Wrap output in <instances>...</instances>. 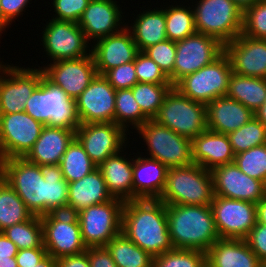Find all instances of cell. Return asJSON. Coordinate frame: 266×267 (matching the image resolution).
I'll return each mask as SVG.
<instances>
[{
	"mask_svg": "<svg viewBox=\"0 0 266 267\" xmlns=\"http://www.w3.org/2000/svg\"><path fill=\"white\" fill-rule=\"evenodd\" d=\"M0 176L14 189L33 215L67 212L68 182L60 165H38L24 157L0 161Z\"/></svg>",
	"mask_w": 266,
	"mask_h": 267,
	"instance_id": "obj_1",
	"label": "cell"
},
{
	"mask_svg": "<svg viewBox=\"0 0 266 267\" xmlns=\"http://www.w3.org/2000/svg\"><path fill=\"white\" fill-rule=\"evenodd\" d=\"M121 232L153 257L173 249L166 205L159 199L124 202Z\"/></svg>",
	"mask_w": 266,
	"mask_h": 267,
	"instance_id": "obj_2",
	"label": "cell"
},
{
	"mask_svg": "<svg viewBox=\"0 0 266 267\" xmlns=\"http://www.w3.org/2000/svg\"><path fill=\"white\" fill-rule=\"evenodd\" d=\"M170 241L175 249L207 252L219 235L211 206L166 205Z\"/></svg>",
	"mask_w": 266,
	"mask_h": 267,
	"instance_id": "obj_3",
	"label": "cell"
},
{
	"mask_svg": "<svg viewBox=\"0 0 266 267\" xmlns=\"http://www.w3.org/2000/svg\"><path fill=\"white\" fill-rule=\"evenodd\" d=\"M214 196L211 170L192 163L168 169L159 200L165 205L210 206Z\"/></svg>",
	"mask_w": 266,
	"mask_h": 267,
	"instance_id": "obj_4",
	"label": "cell"
},
{
	"mask_svg": "<svg viewBox=\"0 0 266 267\" xmlns=\"http://www.w3.org/2000/svg\"><path fill=\"white\" fill-rule=\"evenodd\" d=\"M24 111L51 127L75 130L80 125L74 100L44 75L40 85L25 103Z\"/></svg>",
	"mask_w": 266,
	"mask_h": 267,
	"instance_id": "obj_5",
	"label": "cell"
},
{
	"mask_svg": "<svg viewBox=\"0 0 266 267\" xmlns=\"http://www.w3.org/2000/svg\"><path fill=\"white\" fill-rule=\"evenodd\" d=\"M192 7L198 33L212 36L223 45L242 33L243 11L231 0H199Z\"/></svg>",
	"mask_w": 266,
	"mask_h": 267,
	"instance_id": "obj_6",
	"label": "cell"
},
{
	"mask_svg": "<svg viewBox=\"0 0 266 267\" xmlns=\"http://www.w3.org/2000/svg\"><path fill=\"white\" fill-rule=\"evenodd\" d=\"M153 120L192 140L207 129L206 104L185 97L173 86Z\"/></svg>",
	"mask_w": 266,
	"mask_h": 267,
	"instance_id": "obj_7",
	"label": "cell"
},
{
	"mask_svg": "<svg viewBox=\"0 0 266 267\" xmlns=\"http://www.w3.org/2000/svg\"><path fill=\"white\" fill-rule=\"evenodd\" d=\"M232 73L229 57L223 52L212 63L182 78L174 87L185 97L207 105L218 97L227 96Z\"/></svg>",
	"mask_w": 266,
	"mask_h": 267,
	"instance_id": "obj_8",
	"label": "cell"
},
{
	"mask_svg": "<svg viewBox=\"0 0 266 267\" xmlns=\"http://www.w3.org/2000/svg\"><path fill=\"white\" fill-rule=\"evenodd\" d=\"M146 142L149 158L163 163L168 169L193 163L191 140L153 119L136 130Z\"/></svg>",
	"mask_w": 266,
	"mask_h": 267,
	"instance_id": "obj_9",
	"label": "cell"
},
{
	"mask_svg": "<svg viewBox=\"0 0 266 267\" xmlns=\"http://www.w3.org/2000/svg\"><path fill=\"white\" fill-rule=\"evenodd\" d=\"M123 205V201L112 198L76 214L86 247L106 246L121 233Z\"/></svg>",
	"mask_w": 266,
	"mask_h": 267,
	"instance_id": "obj_10",
	"label": "cell"
},
{
	"mask_svg": "<svg viewBox=\"0 0 266 267\" xmlns=\"http://www.w3.org/2000/svg\"><path fill=\"white\" fill-rule=\"evenodd\" d=\"M43 245L54 259L82 253L87 250L80 224L75 214L50 212L41 216Z\"/></svg>",
	"mask_w": 266,
	"mask_h": 267,
	"instance_id": "obj_11",
	"label": "cell"
},
{
	"mask_svg": "<svg viewBox=\"0 0 266 267\" xmlns=\"http://www.w3.org/2000/svg\"><path fill=\"white\" fill-rule=\"evenodd\" d=\"M0 74V114L23 112L26 101L41 83L42 68L25 69L0 61Z\"/></svg>",
	"mask_w": 266,
	"mask_h": 267,
	"instance_id": "obj_12",
	"label": "cell"
},
{
	"mask_svg": "<svg viewBox=\"0 0 266 267\" xmlns=\"http://www.w3.org/2000/svg\"><path fill=\"white\" fill-rule=\"evenodd\" d=\"M45 26L41 42L51 61L73 60L91 55L89 42L78 23L51 19Z\"/></svg>",
	"mask_w": 266,
	"mask_h": 267,
	"instance_id": "obj_13",
	"label": "cell"
},
{
	"mask_svg": "<svg viewBox=\"0 0 266 267\" xmlns=\"http://www.w3.org/2000/svg\"><path fill=\"white\" fill-rule=\"evenodd\" d=\"M44 126L25 111L0 114V161L24 157L41 135Z\"/></svg>",
	"mask_w": 266,
	"mask_h": 267,
	"instance_id": "obj_14",
	"label": "cell"
},
{
	"mask_svg": "<svg viewBox=\"0 0 266 267\" xmlns=\"http://www.w3.org/2000/svg\"><path fill=\"white\" fill-rule=\"evenodd\" d=\"M224 52V45L216 38L194 33L176 41L174 86L185 76L212 63Z\"/></svg>",
	"mask_w": 266,
	"mask_h": 267,
	"instance_id": "obj_15",
	"label": "cell"
},
{
	"mask_svg": "<svg viewBox=\"0 0 266 267\" xmlns=\"http://www.w3.org/2000/svg\"><path fill=\"white\" fill-rule=\"evenodd\" d=\"M210 206L219 238L245 239L257 223L252 202L214 196Z\"/></svg>",
	"mask_w": 266,
	"mask_h": 267,
	"instance_id": "obj_16",
	"label": "cell"
},
{
	"mask_svg": "<svg viewBox=\"0 0 266 267\" xmlns=\"http://www.w3.org/2000/svg\"><path fill=\"white\" fill-rule=\"evenodd\" d=\"M75 137L97 166L121 148H126L125 141L128 139L126 132L114 122L80 124Z\"/></svg>",
	"mask_w": 266,
	"mask_h": 267,
	"instance_id": "obj_17",
	"label": "cell"
},
{
	"mask_svg": "<svg viewBox=\"0 0 266 267\" xmlns=\"http://www.w3.org/2000/svg\"><path fill=\"white\" fill-rule=\"evenodd\" d=\"M41 68L44 76L72 100H76L98 74L92 54L79 59L51 62Z\"/></svg>",
	"mask_w": 266,
	"mask_h": 267,
	"instance_id": "obj_18",
	"label": "cell"
},
{
	"mask_svg": "<svg viewBox=\"0 0 266 267\" xmlns=\"http://www.w3.org/2000/svg\"><path fill=\"white\" fill-rule=\"evenodd\" d=\"M116 90L97 74L89 86L74 100L80 124L114 122Z\"/></svg>",
	"mask_w": 266,
	"mask_h": 267,
	"instance_id": "obj_19",
	"label": "cell"
},
{
	"mask_svg": "<svg viewBox=\"0 0 266 267\" xmlns=\"http://www.w3.org/2000/svg\"><path fill=\"white\" fill-rule=\"evenodd\" d=\"M214 195L257 204L266 196V184L243 173L235 163L211 170Z\"/></svg>",
	"mask_w": 266,
	"mask_h": 267,
	"instance_id": "obj_20",
	"label": "cell"
},
{
	"mask_svg": "<svg viewBox=\"0 0 266 267\" xmlns=\"http://www.w3.org/2000/svg\"><path fill=\"white\" fill-rule=\"evenodd\" d=\"M235 74L266 79V39L250 38L242 33L224 45Z\"/></svg>",
	"mask_w": 266,
	"mask_h": 267,
	"instance_id": "obj_21",
	"label": "cell"
},
{
	"mask_svg": "<svg viewBox=\"0 0 266 267\" xmlns=\"http://www.w3.org/2000/svg\"><path fill=\"white\" fill-rule=\"evenodd\" d=\"M117 3L116 0H90L78 21L88 41L93 39L95 42L126 27L127 24L122 22L123 12Z\"/></svg>",
	"mask_w": 266,
	"mask_h": 267,
	"instance_id": "obj_22",
	"label": "cell"
},
{
	"mask_svg": "<svg viewBox=\"0 0 266 267\" xmlns=\"http://www.w3.org/2000/svg\"><path fill=\"white\" fill-rule=\"evenodd\" d=\"M93 43L95 45L91 46V54L97 73L100 75L122 64L135 61L139 52L131 32L126 27L116 34L98 39Z\"/></svg>",
	"mask_w": 266,
	"mask_h": 267,
	"instance_id": "obj_23",
	"label": "cell"
},
{
	"mask_svg": "<svg viewBox=\"0 0 266 267\" xmlns=\"http://www.w3.org/2000/svg\"><path fill=\"white\" fill-rule=\"evenodd\" d=\"M192 160L204 169L234 163L235 153L228 135L206 129L191 140Z\"/></svg>",
	"mask_w": 266,
	"mask_h": 267,
	"instance_id": "obj_24",
	"label": "cell"
},
{
	"mask_svg": "<svg viewBox=\"0 0 266 267\" xmlns=\"http://www.w3.org/2000/svg\"><path fill=\"white\" fill-rule=\"evenodd\" d=\"M255 117L242 103L221 96L206 105L207 129L228 135Z\"/></svg>",
	"mask_w": 266,
	"mask_h": 267,
	"instance_id": "obj_25",
	"label": "cell"
},
{
	"mask_svg": "<svg viewBox=\"0 0 266 267\" xmlns=\"http://www.w3.org/2000/svg\"><path fill=\"white\" fill-rule=\"evenodd\" d=\"M74 138L75 130L45 125L41 135L24 158L38 165H59Z\"/></svg>",
	"mask_w": 266,
	"mask_h": 267,
	"instance_id": "obj_26",
	"label": "cell"
},
{
	"mask_svg": "<svg viewBox=\"0 0 266 267\" xmlns=\"http://www.w3.org/2000/svg\"><path fill=\"white\" fill-rule=\"evenodd\" d=\"M133 199H159L166 184L168 168L161 162L133 156Z\"/></svg>",
	"mask_w": 266,
	"mask_h": 267,
	"instance_id": "obj_27",
	"label": "cell"
},
{
	"mask_svg": "<svg viewBox=\"0 0 266 267\" xmlns=\"http://www.w3.org/2000/svg\"><path fill=\"white\" fill-rule=\"evenodd\" d=\"M112 198L102 172L97 167L82 179L68 184L67 212L76 215L89 206L107 202Z\"/></svg>",
	"mask_w": 266,
	"mask_h": 267,
	"instance_id": "obj_28",
	"label": "cell"
},
{
	"mask_svg": "<svg viewBox=\"0 0 266 267\" xmlns=\"http://www.w3.org/2000/svg\"><path fill=\"white\" fill-rule=\"evenodd\" d=\"M123 148L109 156L98 168L102 172L108 192L113 198L123 202L133 200V158L124 155Z\"/></svg>",
	"mask_w": 266,
	"mask_h": 267,
	"instance_id": "obj_29",
	"label": "cell"
},
{
	"mask_svg": "<svg viewBox=\"0 0 266 267\" xmlns=\"http://www.w3.org/2000/svg\"><path fill=\"white\" fill-rule=\"evenodd\" d=\"M206 255L214 267H259L261 263L245 239L219 238Z\"/></svg>",
	"mask_w": 266,
	"mask_h": 267,
	"instance_id": "obj_30",
	"label": "cell"
},
{
	"mask_svg": "<svg viewBox=\"0 0 266 267\" xmlns=\"http://www.w3.org/2000/svg\"><path fill=\"white\" fill-rule=\"evenodd\" d=\"M137 14L132 26L126 25L139 51L167 40L164 9H148Z\"/></svg>",
	"mask_w": 266,
	"mask_h": 267,
	"instance_id": "obj_31",
	"label": "cell"
},
{
	"mask_svg": "<svg viewBox=\"0 0 266 267\" xmlns=\"http://www.w3.org/2000/svg\"><path fill=\"white\" fill-rule=\"evenodd\" d=\"M227 96L257 111L266 99V79L232 73Z\"/></svg>",
	"mask_w": 266,
	"mask_h": 267,
	"instance_id": "obj_32",
	"label": "cell"
},
{
	"mask_svg": "<svg viewBox=\"0 0 266 267\" xmlns=\"http://www.w3.org/2000/svg\"><path fill=\"white\" fill-rule=\"evenodd\" d=\"M105 248L117 267H152L153 256L141 249L122 232L115 236Z\"/></svg>",
	"mask_w": 266,
	"mask_h": 267,
	"instance_id": "obj_33",
	"label": "cell"
},
{
	"mask_svg": "<svg viewBox=\"0 0 266 267\" xmlns=\"http://www.w3.org/2000/svg\"><path fill=\"white\" fill-rule=\"evenodd\" d=\"M33 216L14 189L0 176V232Z\"/></svg>",
	"mask_w": 266,
	"mask_h": 267,
	"instance_id": "obj_34",
	"label": "cell"
},
{
	"mask_svg": "<svg viewBox=\"0 0 266 267\" xmlns=\"http://www.w3.org/2000/svg\"><path fill=\"white\" fill-rule=\"evenodd\" d=\"M60 167L63 178L71 183L82 179L98 166L89 158L84 147L75 137L62 156Z\"/></svg>",
	"mask_w": 266,
	"mask_h": 267,
	"instance_id": "obj_35",
	"label": "cell"
},
{
	"mask_svg": "<svg viewBox=\"0 0 266 267\" xmlns=\"http://www.w3.org/2000/svg\"><path fill=\"white\" fill-rule=\"evenodd\" d=\"M149 118L141 111L136 102L132 89L116 90L115 94V123L126 133L129 125L132 129L140 128Z\"/></svg>",
	"mask_w": 266,
	"mask_h": 267,
	"instance_id": "obj_36",
	"label": "cell"
},
{
	"mask_svg": "<svg viewBox=\"0 0 266 267\" xmlns=\"http://www.w3.org/2000/svg\"><path fill=\"white\" fill-rule=\"evenodd\" d=\"M191 8L182 4L164 8L167 39L176 42L197 32Z\"/></svg>",
	"mask_w": 266,
	"mask_h": 267,
	"instance_id": "obj_37",
	"label": "cell"
},
{
	"mask_svg": "<svg viewBox=\"0 0 266 267\" xmlns=\"http://www.w3.org/2000/svg\"><path fill=\"white\" fill-rule=\"evenodd\" d=\"M2 233L18 250L39 248L43 245L41 216L33 215L29 220L4 229Z\"/></svg>",
	"mask_w": 266,
	"mask_h": 267,
	"instance_id": "obj_38",
	"label": "cell"
},
{
	"mask_svg": "<svg viewBox=\"0 0 266 267\" xmlns=\"http://www.w3.org/2000/svg\"><path fill=\"white\" fill-rule=\"evenodd\" d=\"M173 87L172 84L136 83L131 89L141 111L153 119L162 106L167 93Z\"/></svg>",
	"mask_w": 266,
	"mask_h": 267,
	"instance_id": "obj_39",
	"label": "cell"
},
{
	"mask_svg": "<svg viewBox=\"0 0 266 267\" xmlns=\"http://www.w3.org/2000/svg\"><path fill=\"white\" fill-rule=\"evenodd\" d=\"M235 155L266 144V127L253 117L242 127L228 134Z\"/></svg>",
	"mask_w": 266,
	"mask_h": 267,
	"instance_id": "obj_40",
	"label": "cell"
},
{
	"mask_svg": "<svg viewBox=\"0 0 266 267\" xmlns=\"http://www.w3.org/2000/svg\"><path fill=\"white\" fill-rule=\"evenodd\" d=\"M234 163L246 175L266 184V144L235 155Z\"/></svg>",
	"mask_w": 266,
	"mask_h": 267,
	"instance_id": "obj_41",
	"label": "cell"
},
{
	"mask_svg": "<svg viewBox=\"0 0 266 267\" xmlns=\"http://www.w3.org/2000/svg\"><path fill=\"white\" fill-rule=\"evenodd\" d=\"M206 252L195 249H175L153 257L152 267H201Z\"/></svg>",
	"mask_w": 266,
	"mask_h": 267,
	"instance_id": "obj_42",
	"label": "cell"
},
{
	"mask_svg": "<svg viewBox=\"0 0 266 267\" xmlns=\"http://www.w3.org/2000/svg\"><path fill=\"white\" fill-rule=\"evenodd\" d=\"M242 34L254 39H266V0L257 1L243 12Z\"/></svg>",
	"mask_w": 266,
	"mask_h": 267,
	"instance_id": "obj_43",
	"label": "cell"
},
{
	"mask_svg": "<svg viewBox=\"0 0 266 267\" xmlns=\"http://www.w3.org/2000/svg\"><path fill=\"white\" fill-rule=\"evenodd\" d=\"M147 54L169 77L174 86V64L176 56V42L169 39L146 48Z\"/></svg>",
	"mask_w": 266,
	"mask_h": 267,
	"instance_id": "obj_44",
	"label": "cell"
},
{
	"mask_svg": "<svg viewBox=\"0 0 266 267\" xmlns=\"http://www.w3.org/2000/svg\"><path fill=\"white\" fill-rule=\"evenodd\" d=\"M135 71L138 82L172 84L166 73L143 51H139L136 55Z\"/></svg>",
	"mask_w": 266,
	"mask_h": 267,
	"instance_id": "obj_45",
	"label": "cell"
},
{
	"mask_svg": "<svg viewBox=\"0 0 266 267\" xmlns=\"http://www.w3.org/2000/svg\"><path fill=\"white\" fill-rule=\"evenodd\" d=\"M103 76L115 90L131 89L138 83L135 61L110 69Z\"/></svg>",
	"mask_w": 266,
	"mask_h": 267,
	"instance_id": "obj_46",
	"label": "cell"
},
{
	"mask_svg": "<svg viewBox=\"0 0 266 267\" xmlns=\"http://www.w3.org/2000/svg\"><path fill=\"white\" fill-rule=\"evenodd\" d=\"M89 2L90 0H53L51 3L56 17L52 19L78 23Z\"/></svg>",
	"mask_w": 266,
	"mask_h": 267,
	"instance_id": "obj_47",
	"label": "cell"
},
{
	"mask_svg": "<svg viewBox=\"0 0 266 267\" xmlns=\"http://www.w3.org/2000/svg\"><path fill=\"white\" fill-rule=\"evenodd\" d=\"M245 240L261 261L266 260V225L256 223Z\"/></svg>",
	"mask_w": 266,
	"mask_h": 267,
	"instance_id": "obj_48",
	"label": "cell"
},
{
	"mask_svg": "<svg viewBox=\"0 0 266 267\" xmlns=\"http://www.w3.org/2000/svg\"><path fill=\"white\" fill-rule=\"evenodd\" d=\"M44 245L39 248L18 250L16 257L18 267H34L47 256Z\"/></svg>",
	"mask_w": 266,
	"mask_h": 267,
	"instance_id": "obj_49",
	"label": "cell"
},
{
	"mask_svg": "<svg viewBox=\"0 0 266 267\" xmlns=\"http://www.w3.org/2000/svg\"><path fill=\"white\" fill-rule=\"evenodd\" d=\"M90 267H117L105 246L87 247Z\"/></svg>",
	"mask_w": 266,
	"mask_h": 267,
	"instance_id": "obj_50",
	"label": "cell"
},
{
	"mask_svg": "<svg viewBox=\"0 0 266 267\" xmlns=\"http://www.w3.org/2000/svg\"><path fill=\"white\" fill-rule=\"evenodd\" d=\"M32 0H0V9L3 17L11 24L13 19L22 15L28 3Z\"/></svg>",
	"mask_w": 266,
	"mask_h": 267,
	"instance_id": "obj_51",
	"label": "cell"
},
{
	"mask_svg": "<svg viewBox=\"0 0 266 267\" xmlns=\"http://www.w3.org/2000/svg\"><path fill=\"white\" fill-rule=\"evenodd\" d=\"M57 267H90L87 251L58 258Z\"/></svg>",
	"mask_w": 266,
	"mask_h": 267,
	"instance_id": "obj_52",
	"label": "cell"
},
{
	"mask_svg": "<svg viewBox=\"0 0 266 267\" xmlns=\"http://www.w3.org/2000/svg\"><path fill=\"white\" fill-rule=\"evenodd\" d=\"M17 253V246L0 232V257H15Z\"/></svg>",
	"mask_w": 266,
	"mask_h": 267,
	"instance_id": "obj_53",
	"label": "cell"
},
{
	"mask_svg": "<svg viewBox=\"0 0 266 267\" xmlns=\"http://www.w3.org/2000/svg\"><path fill=\"white\" fill-rule=\"evenodd\" d=\"M257 223L266 225V196L256 204Z\"/></svg>",
	"mask_w": 266,
	"mask_h": 267,
	"instance_id": "obj_54",
	"label": "cell"
},
{
	"mask_svg": "<svg viewBox=\"0 0 266 267\" xmlns=\"http://www.w3.org/2000/svg\"><path fill=\"white\" fill-rule=\"evenodd\" d=\"M34 267H57V260L51 255H47Z\"/></svg>",
	"mask_w": 266,
	"mask_h": 267,
	"instance_id": "obj_55",
	"label": "cell"
},
{
	"mask_svg": "<svg viewBox=\"0 0 266 267\" xmlns=\"http://www.w3.org/2000/svg\"><path fill=\"white\" fill-rule=\"evenodd\" d=\"M254 115L266 127V99L263 105L254 112Z\"/></svg>",
	"mask_w": 266,
	"mask_h": 267,
	"instance_id": "obj_56",
	"label": "cell"
},
{
	"mask_svg": "<svg viewBox=\"0 0 266 267\" xmlns=\"http://www.w3.org/2000/svg\"><path fill=\"white\" fill-rule=\"evenodd\" d=\"M231 1L235 3L244 12L247 8L252 7L259 0H231Z\"/></svg>",
	"mask_w": 266,
	"mask_h": 267,
	"instance_id": "obj_57",
	"label": "cell"
},
{
	"mask_svg": "<svg viewBox=\"0 0 266 267\" xmlns=\"http://www.w3.org/2000/svg\"><path fill=\"white\" fill-rule=\"evenodd\" d=\"M0 267H18L16 257H0Z\"/></svg>",
	"mask_w": 266,
	"mask_h": 267,
	"instance_id": "obj_58",
	"label": "cell"
},
{
	"mask_svg": "<svg viewBox=\"0 0 266 267\" xmlns=\"http://www.w3.org/2000/svg\"><path fill=\"white\" fill-rule=\"evenodd\" d=\"M11 25L2 15L1 9H0V35L3 33V30H6L7 27Z\"/></svg>",
	"mask_w": 266,
	"mask_h": 267,
	"instance_id": "obj_59",
	"label": "cell"
},
{
	"mask_svg": "<svg viewBox=\"0 0 266 267\" xmlns=\"http://www.w3.org/2000/svg\"><path fill=\"white\" fill-rule=\"evenodd\" d=\"M201 267H214V266L210 263L209 260L206 259V260L203 262V264L201 265Z\"/></svg>",
	"mask_w": 266,
	"mask_h": 267,
	"instance_id": "obj_60",
	"label": "cell"
},
{
	"mask_svg": "<svg viewBox=\"0 0 266 267\" xmlns=\"http://www.w3.org/2000/svg\"><path fill=\"white\" fill-rule=\"evenodd\" d=\"M259 267H266V260H262Z\"/></svg>",
	"mask_w": 266,
	"mask_h": 267,
	"instance_id": "obj_61",
	"label": "cell"
}]
</instances>
